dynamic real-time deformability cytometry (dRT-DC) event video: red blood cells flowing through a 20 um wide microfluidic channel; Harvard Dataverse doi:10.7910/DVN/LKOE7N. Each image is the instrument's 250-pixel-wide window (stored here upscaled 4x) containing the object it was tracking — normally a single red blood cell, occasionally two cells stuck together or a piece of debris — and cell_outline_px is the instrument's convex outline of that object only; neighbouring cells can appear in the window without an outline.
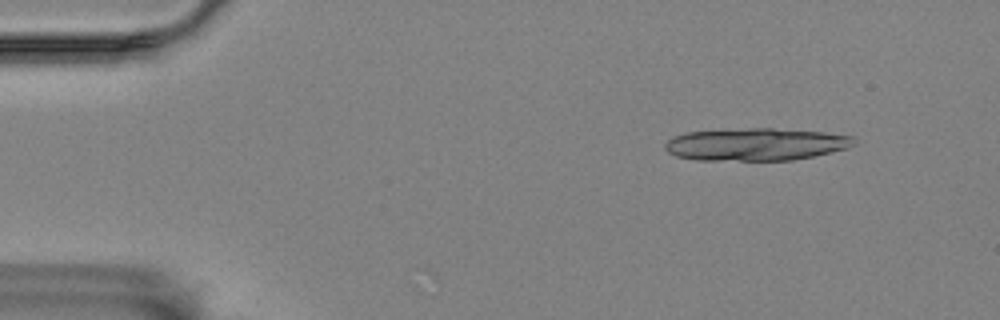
{"species": "Egyptian fruit bat (a non-hibernating species)", "species_latin": "Rousettus aegyptiacus", "temperature_condition": "room temperature", "stored_images_in_passage": 5, "camera_frame_rate_fps": 3000, "um_per_image_px": 0.085, "animal": {"sex": "female"}, "frame": {"image": 1, "passage_image": 2, "time_ms": 1.333, "image_size_px": [1000, 320], "cell_outline_px": [[856, 144], [848, 148], [812, 156], [792, 160], [696, 160], [676, 156], [668, 152], [664, 148], [664, 144], [672, 136], [684, 132], [748, 128], [772, 128], [824, 132], [852, 136], [856, 140]], "centroid_in_image_um": [64.22, 12.26], "position_along_channel_um": 20.8, "area_um2": 35.89}}